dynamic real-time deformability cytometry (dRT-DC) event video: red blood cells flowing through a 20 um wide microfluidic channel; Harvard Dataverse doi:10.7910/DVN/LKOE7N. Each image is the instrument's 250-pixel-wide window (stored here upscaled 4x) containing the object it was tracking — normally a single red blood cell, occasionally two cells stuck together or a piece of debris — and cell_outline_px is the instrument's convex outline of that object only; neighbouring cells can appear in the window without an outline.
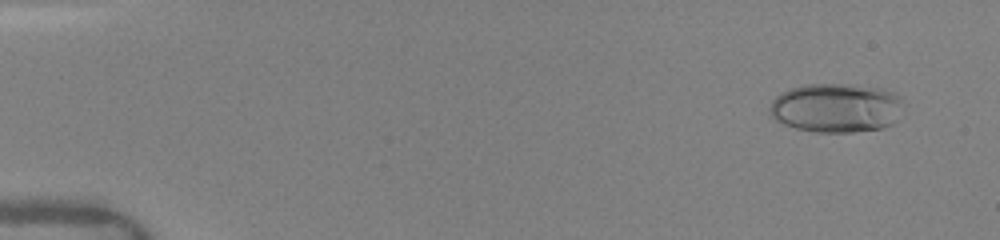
{"species": "human", "species_latin": "Homo sapiens", "temperature_condition": "warm", "stored_images_in_passage": 29, "camera_frame_rate_fps": 3000, "um_per_image_px": 0.085, "donor": {"sex": "female"}, "frame": {"image": 1, "passage_image": 3, "time_ms": 1.0, "image_size_px": [1000, 240], "cell_outline_px": [[900, 100], [896, 120], [892, 124], [884, 128], [852, 132], [816, 132], [796, 128], [784, 124], [768, 116], [768, 108], [772, 100], [776, 96], [792, 88], [804, 84], [844, 84], [880, 88], [896, 92], [900, 96]], "centroid_in_image_um": [71.02, 9.17], "position_along_channel_um": 14.0, "area_um2": 38.26}}
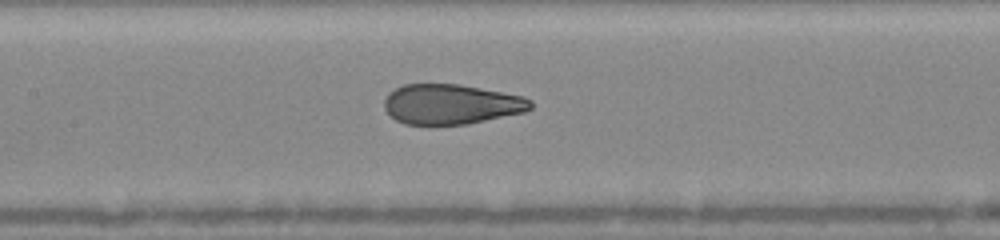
{"frame": {"image": 2, "passage_image": 14, "time_ms": 8.0, "image_size_px": [1000, 240], "cell_outline_px": [[532, 108], [524, 112], [468, 124], [404, 124], [396, 120], [384, 108], [384, 100], [388, 92], [404, 84], [460, 84], [524, 96], [532, 100]], "centroid_in_image_um": [38.36, 8.85], "position_along_channel_um": 169.0, "area_um2": 34.16}}
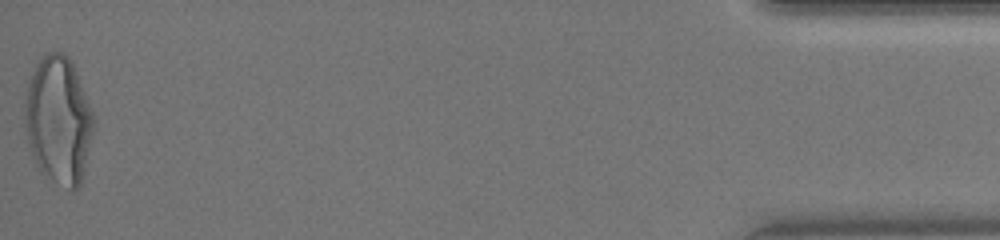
{"frame": {"image": 3, "passage_image": 29, "time_ms": 16.333, "image_size_px": [1000, 240], "cell_outline_px": [[92, 132], [80, 184], [72, 192], [40, 172], [32, 156], [28, 144], [24, 124], [24, 92], [28, 80], [40, 56], [44, 52], [64, 52], [68, 56], [76, 72], [92, 112]], "centroid_in_image_um": [4.9, 10.18], "position_along_channel_um": 430.3, "area_um2": 50.98}, "authors_computed_cell_mechanics": {"area_um2": 35.547, "velocity_mm_per_s": 4.1334, "shape_relaxation_time_tau1_ms": 6.9428, "shape_relaxation_time_tau2_ms": null, "deformation_change_tau1": 0.2383, "deformation_change_tau2": null}}